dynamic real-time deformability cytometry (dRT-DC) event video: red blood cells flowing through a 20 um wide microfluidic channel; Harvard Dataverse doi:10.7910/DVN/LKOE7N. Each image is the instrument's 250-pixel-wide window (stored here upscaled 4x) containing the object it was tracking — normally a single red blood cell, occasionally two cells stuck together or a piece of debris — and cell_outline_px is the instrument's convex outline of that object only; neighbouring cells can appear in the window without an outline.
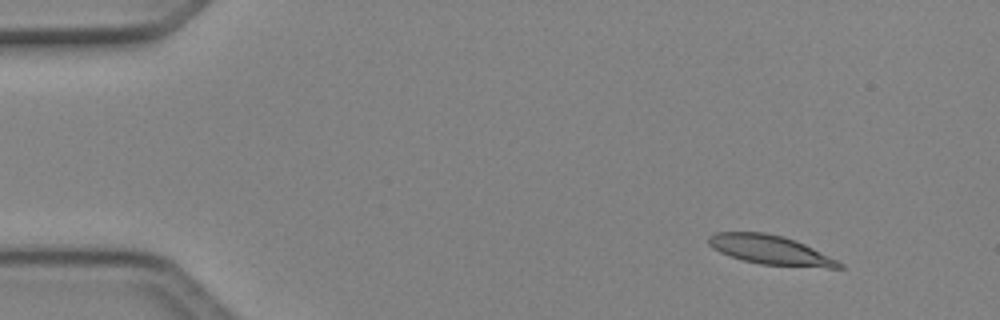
{"species": "Egyptian fruit bat (a non-hibernating species)", "species_latin": "Rousettus aegyptiacus", "temperature_condition": "cold", "stored_images_in_passage": 4, "camera_frame_rate_fps": 3000, "um_per_image_px": 0.085, "animal": {"sex": "female"}, "frame": {"image": 1, "passage_image": 1, "time_ms": 0.0, "image_size_px": [1000, 320], "cell_outline_px": [[844, 268], [828, 268], [760, 264], [744, 260], [720, 252], [712, 248], [708, 244], [708, 236], [716, 232], [764, 232], [784, 236], [804, 244], [844, 264]], "centroid_in_image_um": [65.46, 21.24], "position_along_channel_um": 19.5, "area_um2": 22.02}}